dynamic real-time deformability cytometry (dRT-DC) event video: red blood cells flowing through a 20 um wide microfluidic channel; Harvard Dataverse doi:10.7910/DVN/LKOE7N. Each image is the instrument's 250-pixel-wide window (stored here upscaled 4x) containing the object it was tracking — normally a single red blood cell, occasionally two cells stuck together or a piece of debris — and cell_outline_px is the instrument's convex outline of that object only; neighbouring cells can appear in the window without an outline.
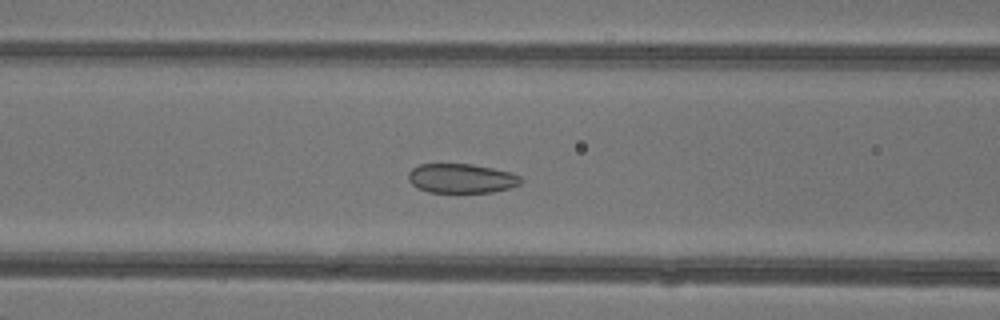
{"species": "common noctule bat (a hibernating species)", "species_latin": "Nyctalus noctula", "temperature_condition": "warm", "stored_images_in_passage": 41, "camera_frame_rate_fps": 3000, "um_per_image_px": 0.085, "animal": {"sex": "female"}, "frame": {"image": 1, "passage_image": 14, "time_ms": 4.333, "image_size_px": [1000, 320], "cell_outline_px": [[524, 180], [520, 184], [508, 188], [492, 192], [428, 192], [416, 188], [408, 180], [408, 172], [412, 168], [420, 164], [472, 164], [492, 168], [508, 172], [520, 176]], "centroid_in_image_um": [39.19, 15.16], "position_along_channel_um": 127.4, "area_um2": 19.25}}
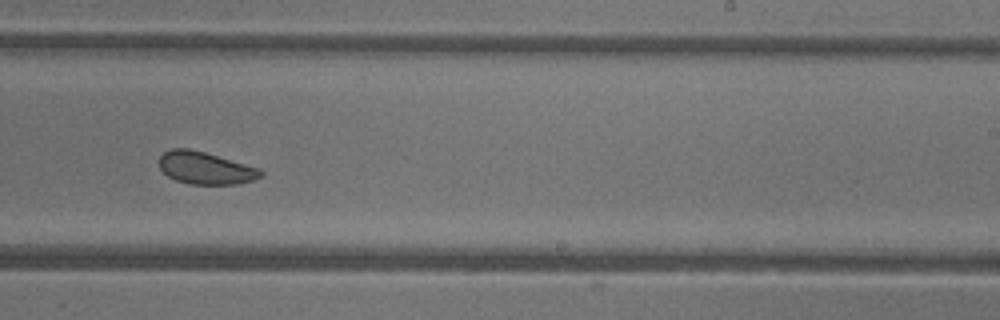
{"frame": {"image": 2, "passage_image": 24, "time_ms": 7.667, "image_size_px": [1000, 320], "cell_outline_px": [[264, 176], [252, 180], [236, 184], [188, 184], [176, 180], [168, 176], [160, 168], [160, 156], [164, 152], [172, 148], [188, 148], [204, 152], [260, 168], [264, 172]], "centroid_in_image_um": [17.48, 14.28], "position_along_channel_um": 271.5, "area_um2": 19.07}}
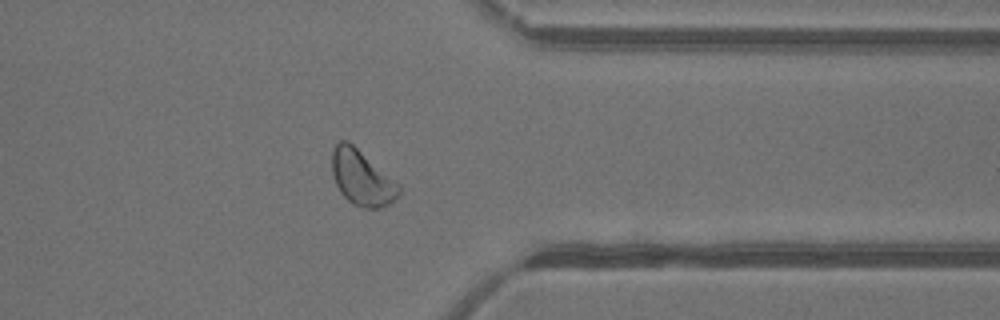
{"frame": {"image": 3, "passage_image": 32, "time_ms": 10.333, "image_size_px": [1000, 320], "cell_outline_px": [[400, 192], [388, 204], [380, 208], [364, 208], [352, 204], [340, 192], [336, 184], [332, 172], [332, 148], [340, 140], [348, 140], [400, 184]], "centroid_in_image_um": [30.74, 15.1], "position_along_channel_um": 380.7, "area_um2": 21.44}, "authors_computed_cell_mechanics": {"area_um2": 21.2704, "velocity_mm_per_s": 4.3432, "shape_relaxation_time_tau1_ms": 3.3431, "shape_relaxation_time_tau2_ms": 2.6157, "deformation_change_tau1": 0.0745, "deformation_change_tau2": 0.0722}}